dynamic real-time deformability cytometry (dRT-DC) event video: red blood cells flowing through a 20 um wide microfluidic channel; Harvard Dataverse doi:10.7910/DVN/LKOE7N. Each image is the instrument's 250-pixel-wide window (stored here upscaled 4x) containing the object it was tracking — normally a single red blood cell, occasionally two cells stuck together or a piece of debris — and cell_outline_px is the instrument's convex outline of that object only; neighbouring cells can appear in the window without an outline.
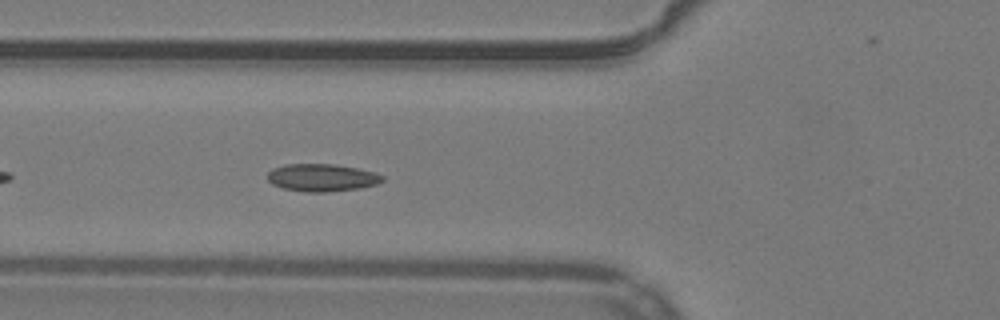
{"species": "common noctule bat (a hibernating species)", "species_latin": "Nyctalus noctula", "temperature_condition": "warm", "stored_images_in_passage": 32, "camera_frame_rate_fps": 3000, "um_per_image_px": 0.085, "animal": {"sex": "male", "body_mass_g": 19.2, "forearm_length_mm": 51.8}, "frame": {"image": 1, "passage_image": 6, "time_ms": 1.667, "image_size_px": [1000, 320], "cell_outline_px": [[384, 180], [376, 184], [360, 188], [328, 192], [304, 192], [284, 188], [272, 184], [268, 180], [268, 172], [272, 168], [284, 164], [332, 164], [356, 168], [376, 172], [384, 176]], "centroid_in_image_um": [27.36, 15.1], "position_along_channel_um": 98.4, "area_um2": 18.5}}
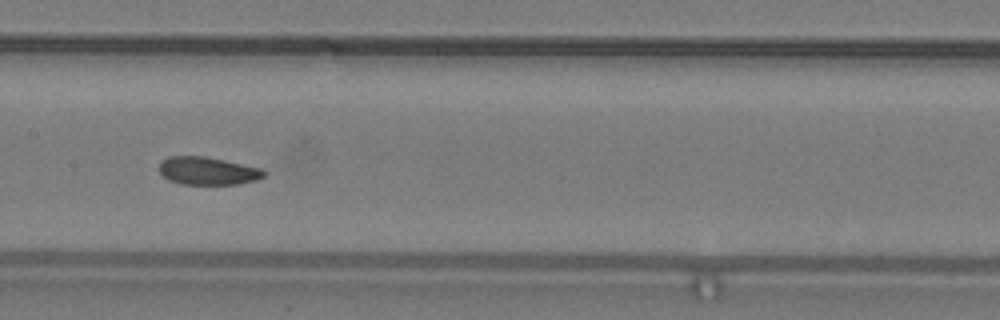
{"frame": {"image": 2, "passage_image": 13, "time_ms": 4.0, "image_size_px": [1000, 320], "cell_outline_px": [[268, 172], [264, 176], [256, 180], [236, 184], [180, 184], [168, 180], [160, 172], [160, 160], [168, 156], [204, 156], [224, 160], [260, 168]], "centroid_in_image_um": [17.64, 14.52], "position_along_channel_um": 189.8, "area_um2": 16.99}}
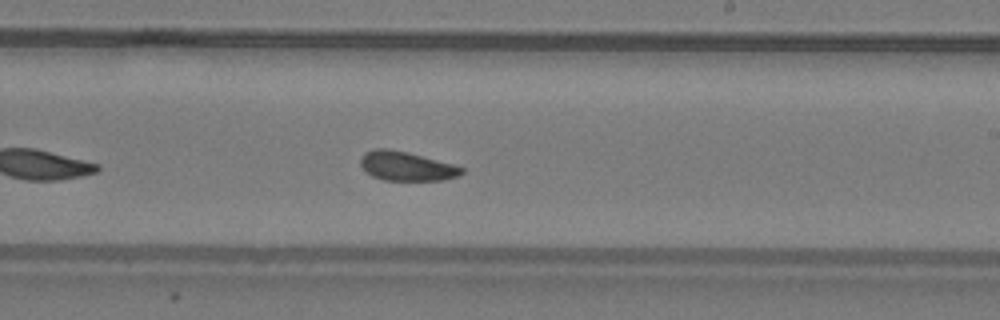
{"frame": {"image": 3, "passage_image": 18, "time_ms": 5.667, "image_size_px": [1000, 320], "cell_outline_px": [[464, 172], [456, 176], [444, 180], [384, 180], [372, 176], [360, 164], [360, 156], [364, 152], [376, 148], [388, 148], [408, 152], [452, 164], [464, 168]], "centroid_in_image_um": [34.52, 14.11], "position_along_channel_um": 254.5, "area_um2": 17.11}, "authors_computed_cell_mechanics": {"area_um2": 17.4556, "velocity_mm_per_s": 3.8927, "shape_relaxation_time_tau1_ms": 7.6524, "shape_relaxation_time_tau2_ms": 2.0643, "deformation_change_tau1": 0.1163, "deformation_change_tau2": 0.0683}}